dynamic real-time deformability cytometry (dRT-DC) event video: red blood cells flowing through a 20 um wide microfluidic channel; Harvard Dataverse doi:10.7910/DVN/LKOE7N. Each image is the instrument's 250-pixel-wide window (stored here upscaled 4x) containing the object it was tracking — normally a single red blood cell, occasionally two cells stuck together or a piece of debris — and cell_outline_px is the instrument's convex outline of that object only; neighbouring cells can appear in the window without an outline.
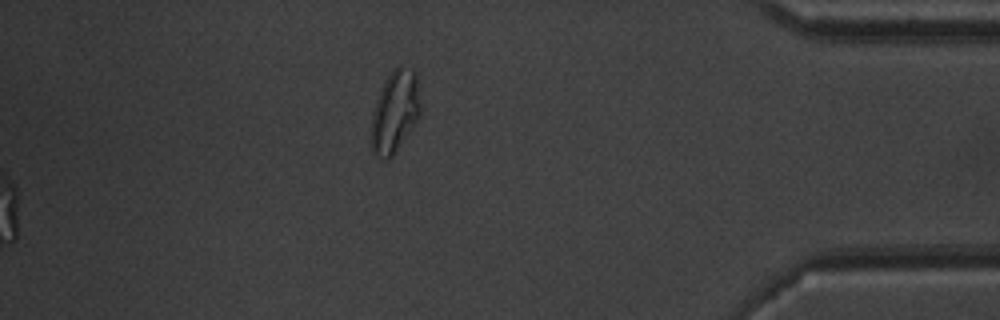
{"species": "common noctule bat (a hibernating species)", "species_latin": "Nyctalus noctula", "temperature_condition": "warm", "stored_images_in_passage": 50, "segment_of_instrument_passage": [2, 2], "camera_frame_rate_fps": 3000, "um_per_image_px": 0.085, "animal": {"sex": "male", "body_mass_g": 20.1, "forearm_length_mm": 53.5}, "frame": {"image": 1, "passage_image": 50, "time_ms": 16.333, "image_size_px": [1000, 320], "cell_outline_px": [[420, 116], [412, 128], [392, 156], [384, 160], [376, 160], [372, 156], [372, 112], [380, 92], [388, 76], [400, 64], [416, 72], [420, 104]], "centroid_in_image_um": [33.57, 9.54], "position_along_channel_um": 401.6, "area_um2": 23.29}}